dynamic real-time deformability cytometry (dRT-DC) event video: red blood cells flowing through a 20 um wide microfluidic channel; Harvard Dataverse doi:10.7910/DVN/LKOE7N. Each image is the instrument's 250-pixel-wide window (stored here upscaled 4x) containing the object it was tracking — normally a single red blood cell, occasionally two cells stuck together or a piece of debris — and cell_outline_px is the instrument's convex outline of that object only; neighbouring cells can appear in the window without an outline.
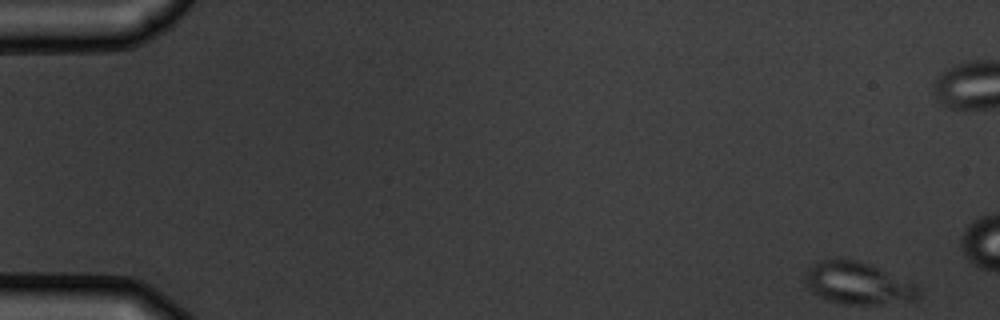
{"species": "common noctule bat (a hibernating species)", "species_latin": "Nyctalus noctula", "temperature_condition": "warm", "stored_images_in_passage": 5, "camera_frame_rate_fps": 3000, "um_per_image_px": 0.085, "animal": {"sex": "male", "body_mass_g": 19.5, "forearm_length_mm": 54.6}, "frame": {"image": 1, "passage_image": 1, "time_ms": 0.0, "image_size_px": [1000, 320], "cell_outline_px": [[920, 296], [916, 300], [880, 304], [844, 304], [820, 296], [812, 292], [808, 288], [804, 280], [808, 268], [820, 260], [836, 256], [856, 260], [872, 264], [916, 284], [920, 288]], "centroid_in_image_um": [72.94, 24.04], "position_along_channel_um": 12.1, "area_um2": 28.26}}